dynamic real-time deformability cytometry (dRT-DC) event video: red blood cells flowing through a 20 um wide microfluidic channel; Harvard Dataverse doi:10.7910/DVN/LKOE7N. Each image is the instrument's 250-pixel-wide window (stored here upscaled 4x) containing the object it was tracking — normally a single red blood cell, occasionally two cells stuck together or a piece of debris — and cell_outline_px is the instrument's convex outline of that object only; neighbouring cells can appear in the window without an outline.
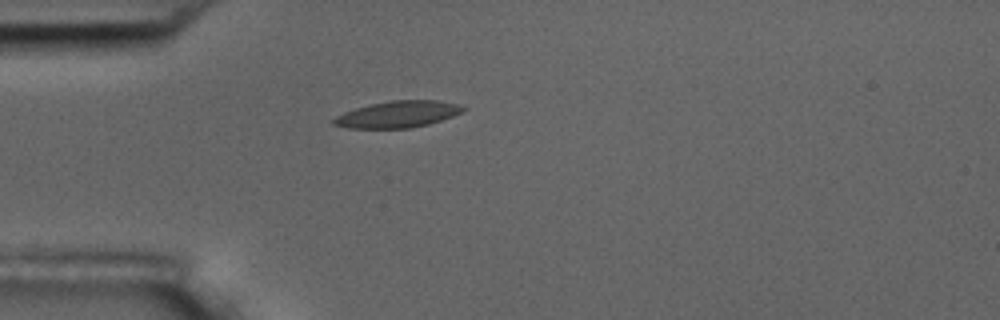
{"species": "common noctule bat (a hibernating species)", "species_latin": "Nyctalus noctula", "temperature_condition": "room temperature", "stored_images_in_passage": 2, "camera_frame_rate_fps": 3000, "um_per_image_px": 0.085, "animal": {"sex": "male", "body_mass_g": 17.5, "forearm_length_mm": 52.3}, "frame": {"image": 1, "passage_image": 2, "time_ms": 1.333, "image_size_px": [1000, 320], "cell_outline_px": [[468, 108], [452, 116], [428, 124], [408, 128], [348, 128], [332, 124], [332, 120], [336, 116], [344, 112], [356, 108], [372, 104], [392, 100], [436, 100], [460, 104]], "centroid_in_image_um": [33.81, 9.71], "position_along_channel_um": 51.2, "area_um2": 19.88}}